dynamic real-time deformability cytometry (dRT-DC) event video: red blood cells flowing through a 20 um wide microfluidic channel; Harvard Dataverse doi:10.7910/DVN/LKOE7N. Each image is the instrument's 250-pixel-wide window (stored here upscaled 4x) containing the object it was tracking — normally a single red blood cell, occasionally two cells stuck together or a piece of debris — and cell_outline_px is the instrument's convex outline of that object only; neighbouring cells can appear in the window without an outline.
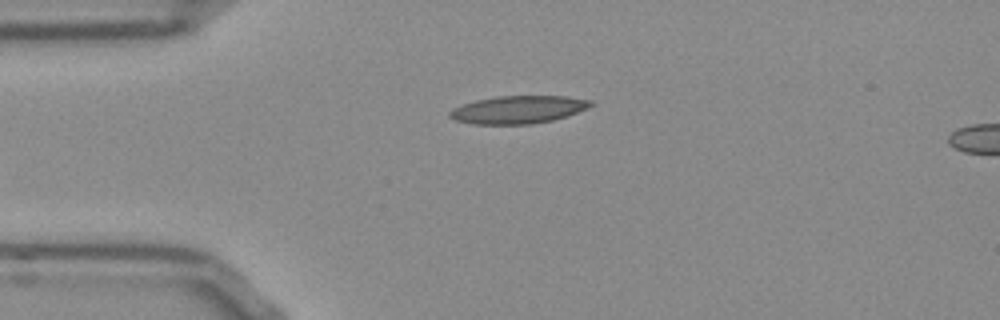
{"species": "Egyptian fruit bat (a non-hibernating species)", "species_latin": "Rousettus aegyptiacus", "temperature_condition": "room temperature", "stored_images_in_passage": 37, "camera_frame_rate_fps": 3000, "um_per_image_px": 0.085, "frame": {"image": 1, "passage_image": 1, "time_ms": 0.0, "image_size_px": [1000, 320], "cell_outline_px": [[596, 104], [588, 108], [568, 116], [552, 120], [532, 124], [472, 124], [456, 120], [448, 116], [448, 112], [452, 108], [460, 104], [476, 100], [496, 96], [568, 96], [592, 100]], "centroid_in_image_um": [44.06, 9.31], "position_along_channel_um": 40.9, "area_um2": 23.12}}
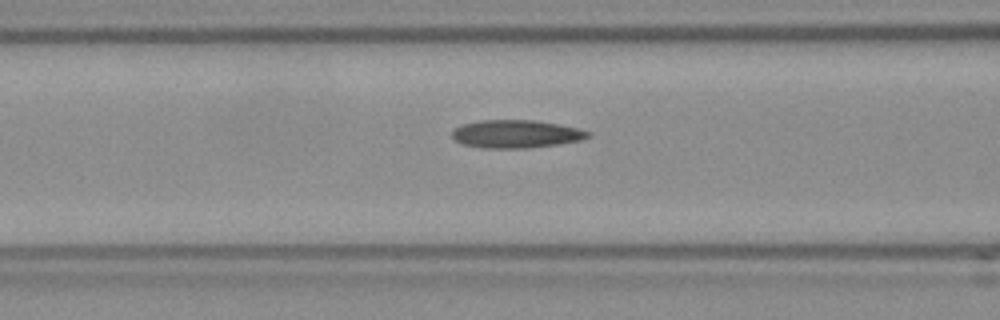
{"frame": {"image": 2, "passage_image": 9, "time_ms": 2.667, "image_size_px": [1000, 320], "cell_outline_px": [[592, 136], [580, 140], [560, 144], [528, 148], [484, 148], [464, 144], [456, 140], [452, 136], [452, 132], [460, 124], [480, 120], [536, 120], [560, 124], [592, 132]], "centroid_in_image_um": [43.9, 11.38], "position_along_channel_um": 122.7, "area_um2": 22.25}}
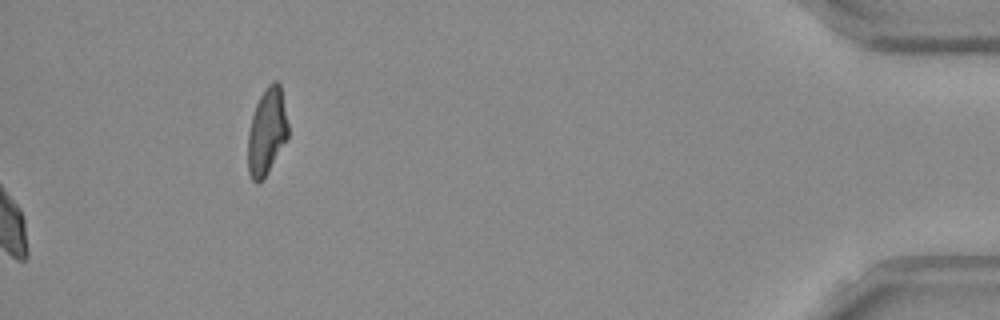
{"frame": {"image": 3, "passage_image": 37, "time_ms": 12.0, "image_size_px": [1000, 320], "cell_outline_px": [[288, 140], [268, 172], [256, 184], [252, 180], [248, 172], [248, 132], [252, 116], [256, 104], [260, 96], [268, 84], [272, 80], [276, 80], [280, 84], [288, 124]], "centroid_in_image_um": [22.69, 11.19], "position_along_channel_um": 412.5, "area_um2": 20.4}, "authors_computed_cell_mechanics": {"area_um2": 22.0796, "velocity_mm_per_s": 3.8318, "shape_relaxation_time_tau1_ms": null, "shape_relaxation_time_tau2_ms": 2.8821, "deformation_change_tau1": null, "deformation_change_tau2": 0.1215}}